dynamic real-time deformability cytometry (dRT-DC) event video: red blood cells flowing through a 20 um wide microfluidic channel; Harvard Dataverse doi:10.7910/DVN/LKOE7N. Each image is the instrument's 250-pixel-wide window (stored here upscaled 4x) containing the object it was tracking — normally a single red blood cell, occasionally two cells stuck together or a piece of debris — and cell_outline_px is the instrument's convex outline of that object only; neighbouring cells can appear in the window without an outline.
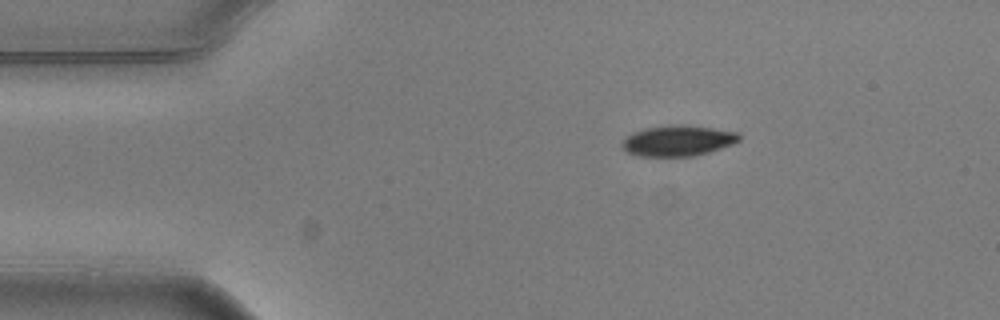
{"species": "common noctule bat (a hibernating species)", "species_latin": "Nyctalus noctula", "temperature_condition": "warm", "stored_images_in_passage": 3, "camera_frame_rate_fps": 3000, "um_per_image_px": 0.085, "animal": {"sex": "male", "body_mass_g": 20.5, "forearm_length_mm": 52.5}, "frame": {"image": 1, "passage_image": 3, "time_ms": 0.667, "image_size_px": [1000, 320], "cell_outline_px": [[740, 140], [732, 144], [696, 156], [640, 156], [628, 152], [620, 144], [632, 132], [644, 128], [668, 124], [684, 124], [740, 132]], "centroid_in_image_um": [57.63, 11.94], "position_along_channel_um": 27.4, "area_um2": 21.04}}